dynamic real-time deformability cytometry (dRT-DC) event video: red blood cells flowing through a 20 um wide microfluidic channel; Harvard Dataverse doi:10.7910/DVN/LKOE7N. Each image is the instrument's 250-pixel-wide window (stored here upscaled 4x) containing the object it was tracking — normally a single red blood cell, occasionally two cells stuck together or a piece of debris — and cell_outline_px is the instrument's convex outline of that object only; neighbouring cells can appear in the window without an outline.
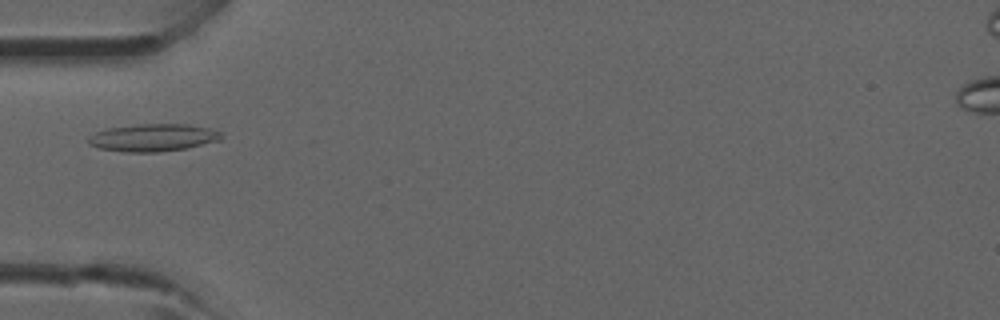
{"species": "common noctule bat (a hibernating species)", "species_latin": "Nyctalus noctula", "temperature_condition": "room temperature", "stored_images_in_passage": 2, "camera_frame_rate_fps": 3000, "um_per_image_px": 0.085, "animal": {"sex": "male", "forearm_length_mm": 52.5}, "frame": {"image": 1, "passage_image": 1, "time_ms": 0.0, "image_size_px": [1000, 320], "cell_outline_px": [[220, 140], [184, 148], [156, 152], [128, 152], [100, 148], [88, 144], [88, 136], [96, 132], [108, 128], [140, 124], [188, 124], [208, 128], [220, 132]], "centroid_in_image_um": [12.97, 11.69], "position_along_channel_um": 72.0, "area_um2": 20.92}}
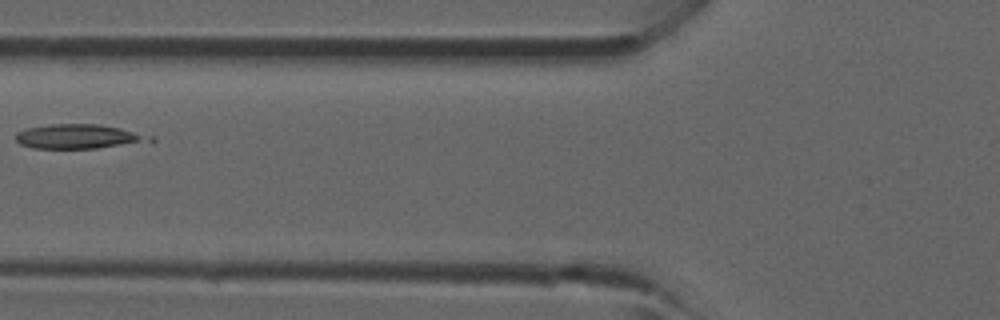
{"frame": {"image": 2, "passage_image": 2, "time_ms": 1.0, "image_size_px": [1000, 320], "cell_outline_px": [[156, 140], [152, 144], [96, 148], [32, 148], [20, 144], [16, 140], [16, 132], [28, 128], [52, 124], [96, 124], [120, 128], [156, 136]], "centroid_in_image_um": [6.88, 11.62], "position_along_channel_um": 118.9, "area_um2": 19.65}}